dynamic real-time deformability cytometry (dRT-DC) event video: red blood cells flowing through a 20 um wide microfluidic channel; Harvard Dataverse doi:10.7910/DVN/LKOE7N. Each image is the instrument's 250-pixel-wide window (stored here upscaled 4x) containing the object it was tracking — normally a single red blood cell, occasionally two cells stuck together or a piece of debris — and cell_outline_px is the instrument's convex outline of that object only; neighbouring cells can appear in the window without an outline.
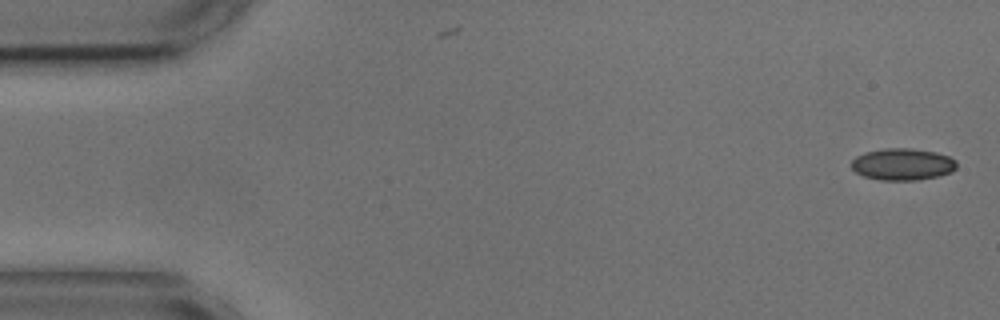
{"species": "common noctule bat (a hibernating species)", "species_latin": "Nyctalus noctula", "temperature_condition": "cold", "stored_images_in_passage": 54, "camera_frame_rate_fps": 3000, "um_per_image_px": 0.085, "animal": {"sex": "male", "body_mass_g": 17.9, "forearm_length_mm": 54.2}, "frame": {"image": 1, "passage_image": 1, "time_ms": 0.0, "image_size_px": [1000, 320], "cell_outline_px": [[956, 168], [952, 172], [940, 176], [916, 180], [880, 180], [864, 176], [856, 172], [852, 168], [852, 160], [856, 156], [864, 152], [884, 148], [912, 148], [936, 152], [948, 156], [956, 160]], "centroid_in_image_um": [76.73, 13.96], "position_along_channel_um": 8.3, "area_um2": 19.65}}
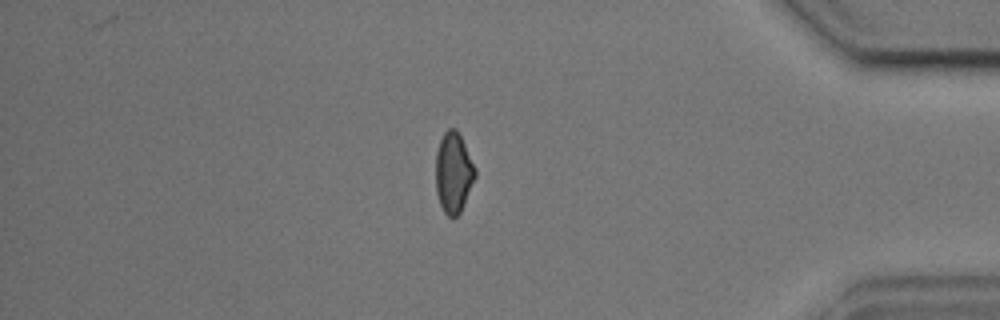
{"frame": {"image": 2, "passage_image": 46, "time_ms": 15.0, "image_size_px": [1000, 320], "cell_outline_px": [[476, 176], [460, 212], [452, 220], [444, 212], [440, 204], [436, 192], [436, 152], [440, 140], [444, 132], [448, 128], [456, 128], [476, 168]], "centroid_in_image_um": [38.54, 14.68], "position_along_channel_um": 396.7, "area_um2": 18.44}}
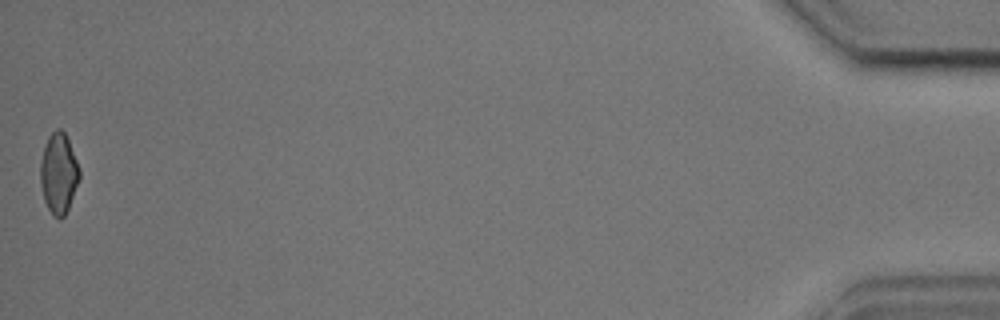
{"frame": {"image": 3, "passage_image": 54, "time_ms": 17.667, "image_size_px": [1000, 320], "cell_outline_px": [[80, 176], [68, 208], [64, 216], [60, 220], [52, 216], [44, 200], [40, 184], [40, 160], [44, 144], [48, 136], [56, 128], [60, 128], [64, 132], [68, 140], [80, 168]], "centroid_in_image_um": [4.96, 14.73], "position_along_channel_um": 430.2, "area_um2": 18.44}, "authors_computed_cell_mechanics": {"area_um2": 19.074, "velocity_mm_per_s": 3.6269, "shape_relaxation_time_tau1_ms": 5.7369, "shape_relaxation_time_tau2_ms": 3.0889, "deformation_change_tau1": 0.1089, "deformation_change_tau2": 0.0702}}